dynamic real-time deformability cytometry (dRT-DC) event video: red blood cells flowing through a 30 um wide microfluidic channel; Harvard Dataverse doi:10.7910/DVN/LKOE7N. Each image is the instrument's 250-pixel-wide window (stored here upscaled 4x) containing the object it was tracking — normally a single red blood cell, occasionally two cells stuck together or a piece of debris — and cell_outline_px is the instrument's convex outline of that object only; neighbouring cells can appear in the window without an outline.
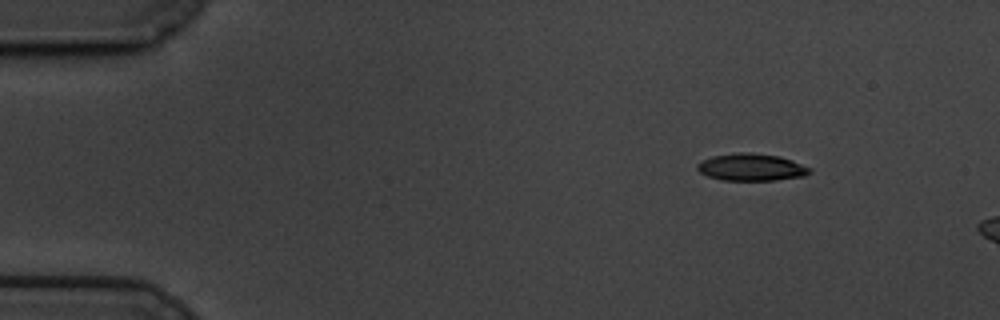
{"species": "common noctule bat (a hibernating species)", "species_latin": "Nyctalus noctula", "temperature_condition": "cold", "stored_images_in_passage": 6, "camera_frame_rate_fps": 3000, "um_per_image_px": 0.085, "animal": {"sex": "male", "body_mass_g": 19.5, "forearm_length_mm": 54.6}, "frame": {"image": 1, "passage_image": 1, "time_ms": 0.0, "image_size_px": [1000, 320], "cell_outline_px": [[812, 172], [804, 176], [776, 180], [720, 180], [708, 176], [700, 172], [696, 168], [696, 164], [700, 160], [712, 156], [736, 152], [748, 152], [780, 156], [792, 160], [812, 168]], "centroid_in_image_um": [63.85, 14.21], "position_along_channel_um": 21.1, "area_um2": 18.03}}